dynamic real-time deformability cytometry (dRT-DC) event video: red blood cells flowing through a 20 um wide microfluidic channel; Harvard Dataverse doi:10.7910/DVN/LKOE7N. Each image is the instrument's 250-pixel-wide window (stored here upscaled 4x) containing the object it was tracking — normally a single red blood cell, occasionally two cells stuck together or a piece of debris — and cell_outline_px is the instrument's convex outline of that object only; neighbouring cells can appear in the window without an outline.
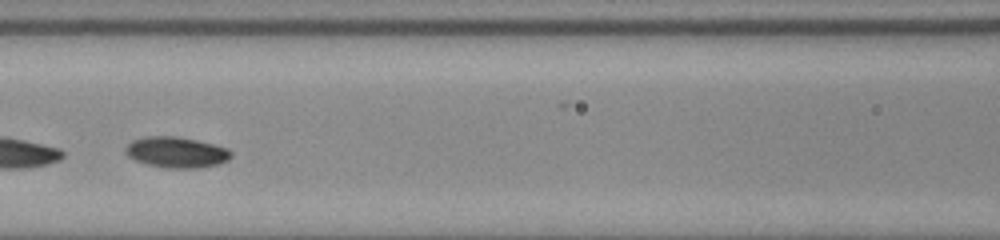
{"species": "common noctule bat (a hibernating species)", "species_latin": "Nyctalus noctula", "temperature_condition": "room temperature", "stored_images_in_passage": 30, "camera_frame_rate_fps": 3000, "um_per_image_px": 0.085, "animal": {"sex": "male", "body_mass_g": 20.0, "forearm_length_mm": 53.3}, "frame": {"image": 1, "passage_image": 13, "time_ms": 4.0, "image_size_px": [1000, 240], "cell_outline_px": [[232, 156], [228, 160], [216, 164], [196, 168], [164, 168], [148, 164], [136, 160], [128, 156], [124, 152], [124, 148], [132, 140], [144, 136], [176, 136], [196, 140], [228, 148], [232, 152]], "centroid_in_image_um": [14.97, 12.93], "position_along_channel_um": 151.6, "area_um2": 18.96}}